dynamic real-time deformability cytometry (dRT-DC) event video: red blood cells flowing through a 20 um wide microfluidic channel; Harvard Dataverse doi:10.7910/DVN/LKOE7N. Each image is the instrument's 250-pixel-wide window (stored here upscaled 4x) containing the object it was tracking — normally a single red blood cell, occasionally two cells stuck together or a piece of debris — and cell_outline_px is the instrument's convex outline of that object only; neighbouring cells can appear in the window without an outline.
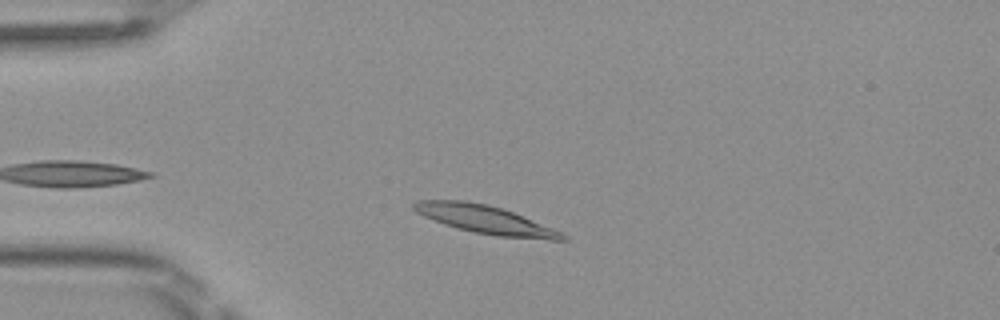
{"species": "Egyptian fruit bat (a non-hibernating species)", "species_latin": "Rousettus aegyptiacus", "temperature_condition": "room temperature", "stored_images_in_passage": 38, "camera_frame_rate_fps": 3000, "um_per_image_px": 0.085, "frame": {"image": 1, "passage_image": 6, "time_ms": 1.667, "image_size_px": [1000, 320], "cell_outline_px": [[568, 240], [548, 240], [496, 236], [472, 232], [456, 228], [444, 224], [424, 216], [416, 212], [412, 208], [412, 204], [420, 200], [464, 200], [488, 204], [504, 208], [564, 232], [568, 236]], "centroid_in_image_um": [41.32, 18.67], "position_along_channel_um": 43.7, "area_um2": 24.85}}
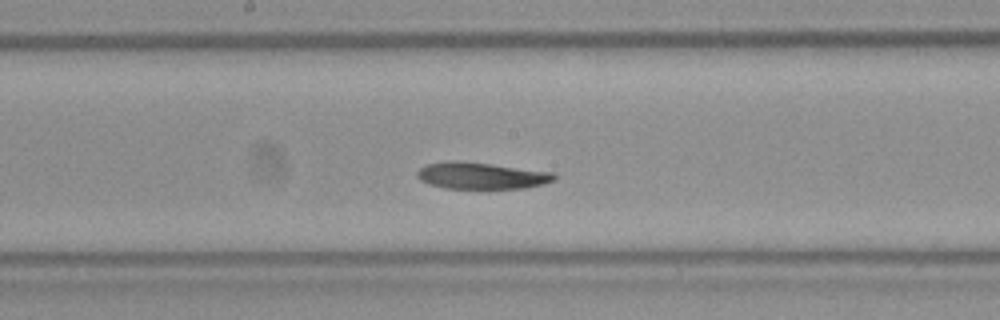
{"frame": {"image": 2, "passage_image": 20, "time_ms": 6.333, "image_size_px": [1000, 320], "cell_outline_px": [[556, 180], [544, 184], [524, 188], [488, 192], [444, 188], [428, 184], [420, 180], [416, 176], [416, 172], [420, 168], [428, 164], [488, 164], [552, 172], [556, 176]], "centroid_in_image_um": [41.0, 15.05], "position_along_channel_um": 207.2, "area_um2": 21.33}}
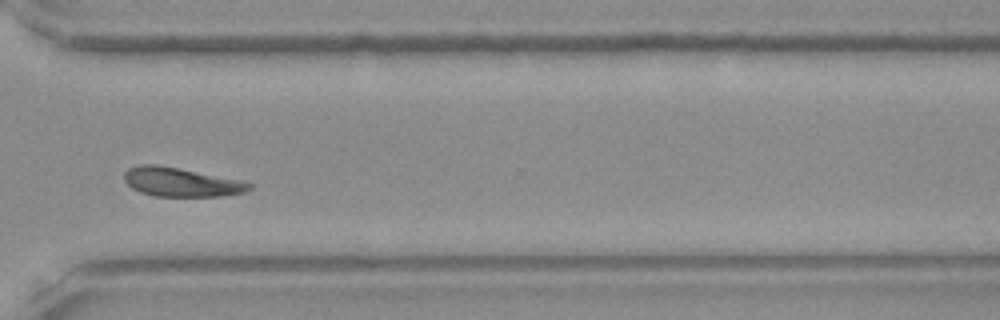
{"frame": {"image": 3, "passage_image": 31, "time_ms": 10.0, "image_size_px": [1000, 320], "cell_outline_px": [[252, 188], [244, 192], [224, 196], [156, 196], [140, 192], [132, 188], [124, 180], [124, 172], [128, 168], [140, 164], [156, 164], [244, 180], [252, 184]], "centroid_in_image_um": [15.41, 15.47], "position_along_channel_um": 355.2, "area_um2": 21.21}, "authors_computed_cell_mechanics": {"area_um2": 21.675, "velocity_mm_per_s": 4.0317, "shape_relaxation_time_tau1_ms": 6.5111, "shape_relaxation_time_tau2_ms": null, "deformation_change_tau1": 0.1626, "deformation_change_tau2": null}}